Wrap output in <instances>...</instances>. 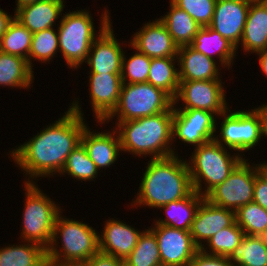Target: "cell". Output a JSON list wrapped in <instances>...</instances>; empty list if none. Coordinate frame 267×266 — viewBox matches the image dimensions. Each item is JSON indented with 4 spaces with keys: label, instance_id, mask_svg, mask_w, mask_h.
Instances as JSON below:
<instances>
[{
    "label": "cell",
    "instance_id": "cell-44",
    "mask_svg": "<svg viewBox=\"0 0 267 266\" xmlns=\"http://www.w3.org/2000/svg\"><path fill=\"white\" fill-rule=\"evenodd\" d=\"M257 55L259 56V65L261 70L267 76V49Z\"/></svg>",
    "mask_w": 267,
    "mask_h": 266
},
{
    "label": "cell",
    "instance_id": "cell-4",
    "mask_svg": "<svg viewBox=\"0 0 267 266\" xmlns=\"http://www.w3.org/2000/svg\"><path fill=\"white\" fill-rule=\"evenodd\" d=\"M98 234L87 223L62 217L60 212L55 221L51 243L46 249L49 266L85 264L100 251ZM58 238H61V249H57Z\"/></svg>",
    "mask_w": 267,
    "mask_h": 266
},
{
    "label": "cell",
    "instance_id": "cell-46",
    "mask_svg": "<svg viewBox=\"0 0 267 266\" xmlns=\"http://www.w3.org/2000/svg\"><path fill=\"white\" fill-rule=\"evenodd\" d=\"M260 171L266 176L267 178V162L264 161L262 164L258 163Z\"/></svg>",
    "mask_w": 267,
    "mask_h": 266
},
{
    "label": "cell",
    "instance_id": "cell-39",
    "mask_svg": "<svg viewBox=\"0 0 267 266\" xmlns=\"http://www.w3.org/2000/svg\"><path fill=\"white\" fill-rule=\"evenodd\" d=\"M189 266H235L228 257L208 255L199 250Z\"/></svg>",
    "mask_w": 267,
    "mask_h": 266
},
{
    "label": "cell",
    "instance_id": "cell-12",
    "mask_svg": "<svg viewBox=\"0 0 267 266\" xmlns=\"http://www.w3.org/2000/svg\"><path fill=\"white\" fill-rule=\"evenodd\" d=\"M215 114L212 112L191 109L177 110L174 106L173 141H180L195 147L214 140L217 129ZM175 139V140H174Z\"/></svg>",
    "mask_w": 267,
    "mask_h": 266
},
{
    "label": "cell",
    "instance_id": "cell-17",
    "mask_svg": "<svg viewBox=\"0 0 267 266\" xmlns=\"http://www.w3.org/2000/svg\"><path fill=\"white\" fill-rule=\"evenodd\" d=\"M236 221L235 211L212 204L204 198L200 203L190 228V234L199 249L221 229ZM202 240V241H201Z\"/></svg>",
    "mask_w": 267,
    "mask_h": 266
},
{
    "label": "cell",
    "instance_id": "cell-42",
    "mask_svg": "<svg viewBox=\"0 0 267 266\" xmlns=\"http://www.w3.org/2000/svg\"><path fill=\"white\" fill-rule=\"evenodd\" d=\"M0 8V38L7 31L9 24L14 20L15 16H10Z\"/></svg>",
    "mask_w": 267,
    "mask_h": 266
},
{
    "label": "cell",
    "instance_id": "cell-10",
    "mask_svg": "<svg viewBox=\"0 0 267 266\" xmlns=\"http://www.w3.org/2000/svg\"><path fill=\"white\" fill-rule=\"evenodd\" d=\"M259 165H250L245 158L229 174L228 178L212 189L205 198L212 204L237 211L253 202L256 173Z\"/></svg>",
    "mask_w": 267,
    "mask_h": 266
},
{
    "label": "cell",
    "instance_id": "cell-19",
    "mask_svg": "<svg viewBox=\"0 0 267 266\" xmlns=\"http://www.w3.org/2000/svg\"><path fill=\"white\" fill-rule=\"evenodd\" d=\"M105 222L103 232L98 234L100 252L125 260L137 245L142 232L113 218Z\"/></svg>",
    "mask_w": 267,
    "mask_h": 266
},
{
    "label": "cell",
    "instance_id": "cell-8",
    "mask_svg": "<svg viewBox=\"0 0 267 266\" xmlns=\"http://www.w3.org/2000/svg\"><path fill=\"white\" fill-rule=\"evenodd\" d=\"M173 106V99L162 89L148 82L122 84L117 107L104 120V124L116 115L117 121H129L168 111Z\"/></svg>",
    "mask_w": 267,
    "mask_h": 266
},
{
    "label": "cell",
    "instance_id": "cell-2",
    "mask_svg": "<svg viewBox=\"0 0 267 266\" xmlns=\"http://www.w3.org/2000/svg\"><path fill=\"white\" fill-rule=\"evenodd\" d=\"M177 155L148 161L139 193L131 206L137 208L138 205H145L160 209L167 203L187 197L193 191L187 160H181Z\"/></svg>",
    "mask_w": 267,
    "mask_h": 266
},
{
    "label": "cell",
    "instance_id": "cell-37",
    "mask_svg": "<svg viewBox=\"0 0 267 266\" xmlns=\"http://www.w3.org/2000/svg\"><path fill=\"white\" fill-rule=\"evenodd\" d=\"M151 58L144 53L136 52L126 58L125 52L122 58L121 78L123 84L147 82L150 70Z\"/></svg>",
    "mask_w": 267,
    "mask_h": 266
},
{
    "label": "cell",
    "instance_id": "cell-3",
    "mask_svg": "<svg viewBox=\"0 0 267 266\" xmlns=\"http://www.w3.org/2000/svg\"><path fill=\"white\" fill-rule=\"evenodd\" d=\"M173 115L174 105L160 114L116 122L122 151L138 157L152 155L151 159L176 155L172 148Z\"/></svg>",
    "mask_w": 267,
    "mask_h": 266
},
{
    "label": "cell",
    "instance_id": "cell-28",
    "mask_svg": "<svg viewBox=\"0 0 267 266\" xmlns=\"http://www.w3.org/2000/svg\"><path fill=\"white\" fill-rule=\"evenodd\" d=\"M27 59L0 53V86L30 88L34 75Z\"/></svg>",
    "mask_w": 267,
    "mask_h": 266
},
{
    "label": "cell",
    "instance_id": "cell-24",
    "mask_svg": "<svg viewBox=\"0 0 267 266\" xmlns=\"http://www.w3.org/2000/svg\"><path fill=\"white\" fill-rule=\"evenodd\" d=\"M190 46L210 58H214L213 55L216 53L219 59L218 64L228 69L233 66L232 61L237 56L236 47L209 26L198 30Z\"/></svg>",
    "mask_w": 267,
    "mask_h": 266
},
{
    "label": "cell",
    "instance_id": "cell-7",
    "mask_svg": "<svg viewBox=\"0 0 267 266\" xmlns=\"http://www.w3.org/2000/svg\"><path fill=\"white\" fill-rule=\"evenodd\" d=\"M25 206L22 219V242H33L47 249L51 243L57 215L61 208L35 183H25Z\"/></svg>",
    "mask_w": 267,
    "mask_h": 266
},
{
    "label": "cell",
    "instance_id": "cell-33",
    "mask_svg": "<svg viewBox=\"0 0 267 266\" xmlns=\"http://www.w3.org/2000/svg\"><path fill=\"white\" fill-rule=\"evenodd\" d=\"M244 236V231L235 221L231 226L221 229L207 241L206 245L209 248L203 245L200 250L208 255L229 257L239 246Z\"/></svg>",
    "mask_w": 267,
    "mask_h": 266
},
{
    "label": "cell",
    "instance_id": "cell-26",
    "mask_svg": "<svg viewBox=\"0 0 267 266\" xmlns=\"http://www.w3.org/2000/svg\"><path fill=\"white\" fill-rule=\"evenodd\" d=\"M170 2V10L158 18L167 28L174 43L178 46H189L201 28L199 24L185 11Z\"/></svg>",
    "mask_w": 267,
    "mask_h": 266
},
{
    "label": "cell",
    "instance_id": "cell-16",
    "mask_svg": "<svg viewBox=\"0 0 267 266\" xmlns=\"http://www.w3.org/2000/svg\"><path fill=\"white\" fill-rule=\"evenodd\" d=\"M132 37L130 46L149 58H177L179 47L159 19L145 23Z\"/></svg>",
    "mask_w": 267,
    "mask_h": 266
},
{
    "label": "cell",
    "instance_id": "cell-15",
    "mask_svg": "<svg viewBox=\"0 0 267 266\" xmlns=\"http://www.w3.org/2000/svg\"><path fill=\"white\" fill-rule=\"evenodd\" d=\"M110 23L94 40L87 57L89 74H121L124 51L116 40Z\"/></svg>",
    "mask_w": 267,
    "mask_h": 266
},
{
    "label": "cell",
    "instance_id": "cell-18",
    "mask_svg": "<svg viewBox=\"0 0 267 266\" xmlns=\"http://www.w3.org/2000/svg\"><path fill=\"white\" fill-rule=\"evenodd\" d=\"M89 94L97 121H104L117 107L122 88L121 74L89 75Z\"/></svg>",
    "mask_w": 267,
    "mask_h": 266
},
{
    "label": "cell",
    "instance_id": "cell-11",
    "mask_svg": "<svg viewBox=\"0 0 267 266\" xmlns=\"http://www.w3.org/2000/svg\"><path fill=\"white\" fill-rule=\"evenodd\" d=\"M224 91L221 80L180 81L173 105L181 100L184 107L175 106L177 110L200 109L219 117L229 108Z\"/></svg>",
    "mask_w": 267,
    "mask_h": 266
},
{
    "label": "cell",
    "instance_id": "cell-21",
    "mask_svg": "<svg viewBox=\"0 0 267 266\" xmlns=\"http://www.w3.org/2000/svg\"><path fill=\"white\" fill-rule=\"evenodd\" d=\"M177 58L180 81L221 80L218 62L190 45L179 47Z\"/></svg>",
    "mask_w": 267,
    "mask_h": 266
},
{
    "label": "cell",
    "instance_id": "cell-31",
    "mask_svg": "<svg viewBox=\"0 0 267 266\" xmlns=\"http://www.w3.org/2000/svg\"><path fill=\"white\" fill-rule=\"evenodd\" d=\"M124 261L126 266L162 265L157 238L150 228L142 231L137 245Z\"/></svg>",
    "mask_w": 267,
    "mask_h": 266
},
{
    "label": "cell",
    "instance_id": "cell-1",
    "mask_svg": "<svg viewBox=\"0 0 267 266\" xmlns=\"http://www.w3.org/2000/svg\"><path fill=\"white\" fill-rule=\"evenodd\" d=\"M78 102L74 100L61 118L9 152L11 159L26 173L25 177L28 175L26 183L60 174L67 157L81 143L87 125Z\"/></svg>",
    "mask_w": 267,
    "mask_h": 266
},
{
    "label": "cell",
    "instance_id": "cell-36",
    "mask_svg": "<svg viewBox=\"0 0 267 266\" xmlns=\"http://www.w3.org/2000/svg\"><path fill=\"white\" fill-rule=\"evenodd\" d=\"M54 27L33 33L28 64L32 68V59L50 62L59 51L58 31Z\"/></svg>",
    "mask_w": 267,
    "mask_h": 266
},
{
    "label": "cell",
    "instance_id": "cell-27",
    "mask_svg": "<svg viewBox=\"0 0 267 266\" xmlns=\"http://www.w3.org/2000/svg\"><path fill=\"white\" fill-rule=\"evenodd\" d=\"M26 243L0 248V266H49L47 250L39 244Z\"/></svg>",
    "mask_w": 267,
    "mask_h": 266
},
{
    "label": "cell",
    "instance_id": "cell-13",
    "mask_svg": "<svg viewBox=\"0 0 267 266\" xmlns=\"http://www.w3.org/2000/svg\"><path fill=\"white\" fill-rule=\"evenodd\" d=\"M150 229L157 238L163 266H189L194 255L200 250L190 231L165 225H154Z\"/></svg>",
    "mask_w": 267,
    "mask_h": 266
},
{
    "label": "cell",
    "instance_id": "cell-38",
    "mask_svg": "<svg viewBox=\"0 0 267 266\" xmlns=\"http://www.w3.org/2000/svg\"><path fill=\"white\" fill-rule=\"evenodd\" d=\"M182 10H185L200 27L210 25L216 0H170Z\"/></svg>",
    "mask_w": 267,
    "mask_h": 266
},
{
    "label": "cell",
    "instance_id": "cell-6",
    "mask_svg": "<svg viewBox=\"0 0 267 266\" xmlns=\"http://www.w3.org/2000/svg\"><path fill=\"white\" fill-rule=\"evenodd\" d=\"M194 148L187 165L193 190L204 197L218 184L223 183L244 159L239 153L231 155L226 147L215 140ZM202 182L206 184L203 188Z\"/></svg>",
    "mask_w": 267,
    "mask_h": 266
},
{
    "label": "cell",
    "instance_id": "cell-23",
    "mask_svg": "<svg viewBox=\"0 0 267 266\" xmlns=\"http://www.w3.org/2000/svg\"><path fill=\"white\" fill-rule=\"evenodd\" d=\"M240 44L247 53L267 49V0L250 2Z\"/></svg>",
    "mask_w": 267,
    "mask_h": 266
},
{
    "label": "cell",
    "instance_id": "cell-22",
    "mask_svg": "<svg viewBox=\"0 0 267 266\" xmlns=\"http://www.w3.org/2000/svg\"><path fill=\"white\" fill-rule=\"evenodd\" d=\"M64 0H40L18 8L15 19L31 33L51 28L59 16H62Z\"/></svg>",
    "mask_w": 267,
    "mask_h": 266
},
{
    "label": "cell",
    "instance_id": "cell-32",
    "mask_svg": "<svg viewBox=\"0 0 267 266\" xmlns=\"http://www.w3.org/2000/svg\"><path fill=\"white\" fill-rule=\"evenodd\" d=\"M33 33L15 18L0 38L1 52L27 59L31 48Z\"/></svg>",
    "mask_w": 267,
    "mask_h": 266
},
{
    "label": "cell",
    "instance_id": "cell-25",
    "mask_svg": "<svg viewBox=\"0 0 267 266\" xmlns=\"http://www.w3.org/2000/svg\"><path fill=\"white\" fill-rule=\"evenodd\" d=\"M204 198L193 190L187 197L161 206L160 208L165 210L166 218L156 220L154 225H165L190 231L196 211Z\"/></svg>",
    "mask_w": 267,
    "mask_h": 266
},
{
    "label": "cell",
    "instance_id": "cell-14",
    "mask_svg": "<svg viewBox=\"0 0 267 266\" xmlns=\"http://www.w3.org/2000/svg\"><path fill=\"white\" fill-rule=\"evenodd\" d=\"M249 0H216L214 14L209 25L238 50L242 38Z\"/></svg>",
    "mask_w": 267,
    "mask_h": 266
},
{
    "label": "cell",
    "instance_id": "cell-20",
    "mask_svg": "<svg viewBox=\"0 0 267 266\" xmlns=\"http://www.w3.org/2000/svg\"><path fill=\"white\" fill-rule=\"evenodd\" d=\"M81 143L85 147L89 158L95 163L98 170L113 165L122 152L120 137L115 128L112 133L96 132L85 127L81 136Z\"/></svg>",
    "mask_w": 267,
    "mask_h": 266
},
{
    "label": "cell",
    "instance_id": "cell-45",
    "mask_svg": "<svg viewBox=\"0 0 267 266\" xmlns=\"http://www.w3.org/2000/svg\"><path fill=\"white\" fill-rule=\"evenodd\" d=\"M40 0H17L15 10H17L18 8H21L22 6L28 5V4H32L35 2H38Z\"/></svg>",
    "mask_w": 267,
    "mask_h": 266
},
{
    "label": "cell",
    "instance_id": "cell-43",
    "mask_svg": "<svg viewBox=\"0 0 267 266\" xmlns=\"http://www.w3.org/2000/svg\"><path fill=\"white\" fill-rule=\"evenodd\" d=\"M260 118L262 123V137L267 136V103L260 106Z\"/></svg>",
    "mask_w": 267,
    "mask_h": 266
},
{
    "label": "cell",
    "instance_id": "cell-35",
    "mask_svg": "<svg viewBox=\"0 0 267 266\" xmlns=\"http://www.w3.org/2000/svg\"><path fill=\"white\" fill-rule=\"evenodd\" d=\"M98 171L95 163L89 158L85 147L80 143L67 157L60 175L67 173L78 181H93L98 176Z\"/></svg>",
    "mask_w": 267,
    "mask_h": 266
},
{
    "label": "cell",
    "instance_id": "cell-29",
    "mask_svg": "<svg viewBox=\"0 0 267 266\" xmlns=\"http://www.w3.org/2000/svg\"><path fill=\"white\" fill-rule=\"evenodd\" d=\"M175 62H178V58H151L147 79L149 84L162 89L172 99L176 97L180 83L179 69L175 68Z\"/></svg>",
    "mask_w": 267,
    "mask_h": 266
},
{
    "label": "cell",
    "instance_id": "cell-40",
    "mask_svg": "<svg viewBox=\"0 0 267 266\" xmlns=\"http://www.w3.org/2000/svg\"><path fill=\"white\" fill-rule=\"evenodd\" d=\"M253 202L267 210V178L260 170L256 173Z\"/></svg>",
    "mask_w": 267,
    "mask_h": 266
},
{
    "label": "cell",
    "instance_id": "cell-48",
    "mask_svg": "<svg viewBox=\"0 0 267 266\" xmlns=\"http://www.w3.org/2000/svg\"><path fill=\"white\" fill-rule=\"evenodd\" d=\"M263 238H264V240H265V242H266V244H267V231H266L265 234L263 235Z\"/></svg>",
    "mask_w": 267,
    "mask_h": 266
},
{
    "label": "cell",
    "instance_id": "cell-5",
    "mask_svg": "<svg viewBox=\"0 0 267 266\" xmlns=\"http://www.w3.org/2000/svg\"><path fill=\"white\" fill-rule=\"evenodd\" d=\"M109 10L101 16V26L97 34L89 11L76 10L62 16L57 26L59 51L71 69H77L86 63L88 53L94 40L112 22Z\"/></svg>",
    "mask_w": 267,
    "mask_h": 266
},
{
    "label": "cell",
    "instance_id": "cell-47",
    "mask_svg": "<svg viewBox=\"0 0 267 266\" xmlns=\"http://www.w3.org/2000/svg\"><path fill=\"white\" fill-rule=\"evenodd\" d=\"M66 266H86L85 264H71V265H66Z\"/></svg>",
    "mask_w": 267,
    "mask_h": 266
},
{
    "label": "cell",
    "instance_id": "cell-34",
    "mask_svg": "<svg viewBox=\"0 0 267 266\" xmlns=\"http://www.w3.org/2000/svg\"><path fill=\"white\" fill-rule=\"evenodd\" d=\"M235 218L245 235L263 236L267 231V210L255 202L241 206Z\"/></svg>",
    "mask_w": 267,
    "mask_h": 266
},
{
    "label": "cell",
    "instance_id": "cell-30",
    "mask_svg": "<svg viewBox=\"0 0 267 266\" xmlns=\"http://www.w3.org/2000/svg\"><path fill=\"white\" fill-rule=\"evenodd\" d=\"M228 259L235 266H267V244L263 236L245 235Z\"/></svg>",
    "mask_w": 267,
    "mask_h": 266
},
{
    "label": "cell",
    "instance_id": "cell-9",
    "mask_svg": "<svg viewBox=\"0 0 267 266\" xmlns=\"http://www.w3.org/2000/svg\"><path fill=\"white\" fill-rule=\"evenodd\" d=\"M220 116L223 118L219 129L221 135H215L214 140L223 147L238 153L247 152L263 139L260 106L251 111L231 112L228 108Z\"/></svg>",
    "mask_w": 267,
    "mask_h": 266
},
{
    "label": "cell",
    "instance_id": "cell-41",
    "mask_svg": "<svg viewBox=\"0 0 267 266\" xmlns=\"http://www.w3.org/2000/svg\"><path fill=\"white\" fill-rule=\"evenodd\" d=\"M86 266H126L125 261L102 252L94 254L86 263Z\"/></svg>",
    "mask_w": 267,
    "mask_h": 266
}]
</instances>
